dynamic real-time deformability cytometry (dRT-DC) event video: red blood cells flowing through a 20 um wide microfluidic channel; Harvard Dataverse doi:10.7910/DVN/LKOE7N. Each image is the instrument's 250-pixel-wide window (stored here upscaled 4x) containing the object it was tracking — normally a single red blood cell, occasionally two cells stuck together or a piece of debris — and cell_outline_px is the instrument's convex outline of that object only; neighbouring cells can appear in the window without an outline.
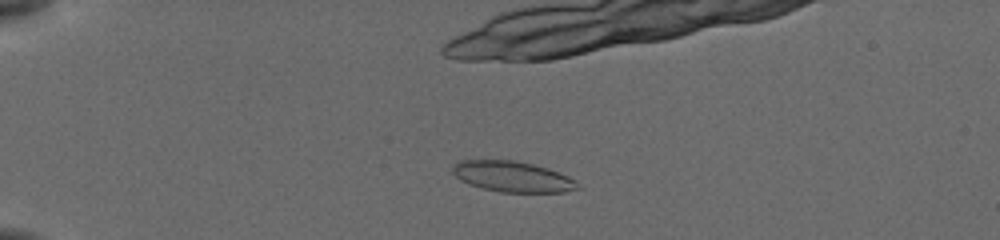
{"species": "common noctule bat (a hibernating species)", "species_latin": "Nyctalus noctula", "temperature_condition": "cold", "stored_images_in_passage": 22, "camera_frame_rate_fps": 3000, "um_per_image_px": 0.085, "animal": {"sex": "female", "body_mass_g": 19.5, "forearm_length_mm": 54.1}, "frame": {"image": 1, "passage_image": 7, "time_ms": 3.0, "image_size_px": [1000, 240], "cell_outline_px": [[584, 188], [564, 192], [500, 192], [468, 184], [460, 180], [452, 172], [452, 164], [460, 160], [512, 160], [532, 164], [548, 168], [568, 176], [576, 180]], "centroid_in_image_um": [43.59, 15.01], "position_along_channel_um": 41.4, "area_um2": 22.54}}